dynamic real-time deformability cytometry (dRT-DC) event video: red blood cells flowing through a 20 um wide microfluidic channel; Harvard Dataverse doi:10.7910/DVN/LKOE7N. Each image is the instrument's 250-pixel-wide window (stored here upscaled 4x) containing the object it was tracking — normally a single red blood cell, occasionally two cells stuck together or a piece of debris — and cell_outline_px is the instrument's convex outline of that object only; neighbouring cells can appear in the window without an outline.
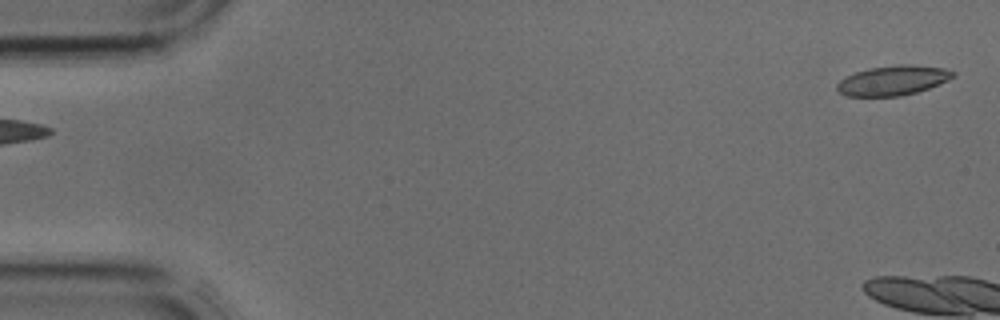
{"species": "common noctule bat (a hibernating species)", "species_latin": "Nyctalus noctula", "temperature_condition": "cold", "stored_images_in_passage": 2, "segment_of_instrument_passage": [2, 2], "camera_frame_rate_fps": 3000, "um_per_image_px": 0.085, "animal": {"sex": "male", "body_mass_g": 17.9, "forearm_length_mm": 54.2}, "frame": {"image": 1, "passage_image": 2, "time_ms": 0.333, "image_size_px": [1000, 320], "cell_outline_px": [[956, 76], [948, 80], [928, 88], [916, 92], [900, 96], [848, 96], [840, 92], [836, 88], [836, 84], [840, 80], [856, 72], [868, 68], [896, 64], [912, 64], [944, 68], [956, 72]], "centroid_in_image_um": [75.92, 6.82], "position_along_channel_um": 9.1, "area_um2": 20.11}}